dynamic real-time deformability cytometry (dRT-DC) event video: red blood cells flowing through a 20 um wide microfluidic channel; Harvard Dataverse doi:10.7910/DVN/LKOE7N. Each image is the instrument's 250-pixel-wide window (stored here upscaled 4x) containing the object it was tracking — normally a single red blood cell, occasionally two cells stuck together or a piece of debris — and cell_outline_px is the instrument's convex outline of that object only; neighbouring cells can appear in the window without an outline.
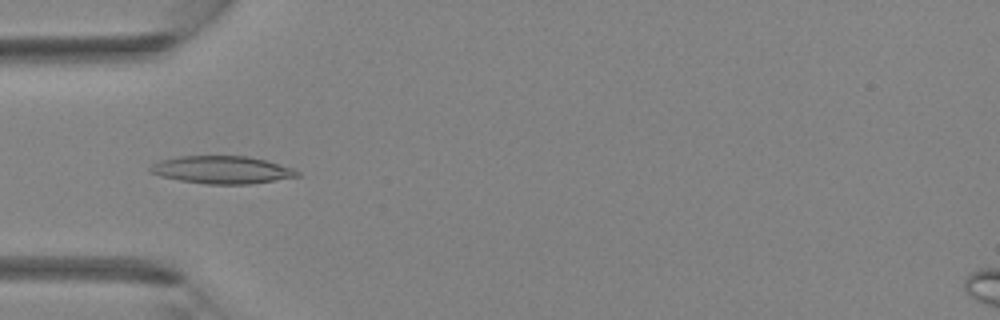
{"species": "Egyptian fruit bat (a non-hibernating species)", "species_latin": "Rousettus aegyptiacus", "temperature_condition": "room temperature", "stored_images_in_passage": 39, "camera_frame_rate_fps": 3000, "um_per_image_px": 0.085, "animal": {"sex": "female"}, "frame": {"image": 1, "passage_image": 12, "time_ms": 3.667, "image_size_px": [1000, 320], "cell_outline_px": [[300, 176], [248, 184], [208, 184], [180, 180], [160, 176], [148, 172], [148, 168], [152, 164], [160, 160], [180, 156], [248, 156], [264, 160], [292, 168], [300, 172]], "centroid_in_image_um": [18.82, 14.43], "position_along_channel_um": 66.2, "area_um2": 23.52}}
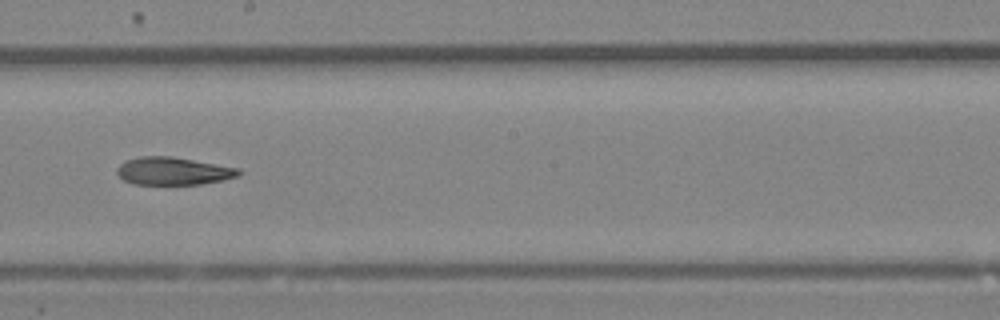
{"frame": {"image": 2, "passage_image": 22, "time_ms": 7.0, "image_size_px": [1000, 320], "cell_outline_px": [[240, 176], [224, 180], [200, 184], [132, 184], [124, 180], [116, 172], [116, 168], [120, 164], [128, 160], [140, 156], [172, 156], [240, 168]], "centroid_in_image_um": [14.74, 14.54], "position_along_channel_um": 233.5, "area_um2": 19.71}}
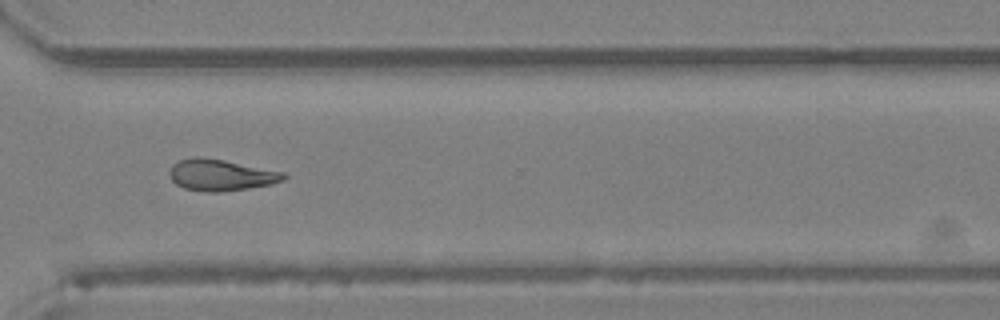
{"frame": {"image": 3, "passage_image": 29, "time_ms": 9.333, "image_size_px": [1000, 320], "cell_outline_px": [[288, 176], [284, 180], [268, 184], [248, 188], [220, 192], [208, 192], [184, 188], [176, 184], [172, 180], [168, 172], [172, 164], [180, 160], [224, 160], [284, 172]], "centroid_in_image_um": [18.8, 14.92], "position_along_channel_um": 351.8, "area_um2": 20.11}}